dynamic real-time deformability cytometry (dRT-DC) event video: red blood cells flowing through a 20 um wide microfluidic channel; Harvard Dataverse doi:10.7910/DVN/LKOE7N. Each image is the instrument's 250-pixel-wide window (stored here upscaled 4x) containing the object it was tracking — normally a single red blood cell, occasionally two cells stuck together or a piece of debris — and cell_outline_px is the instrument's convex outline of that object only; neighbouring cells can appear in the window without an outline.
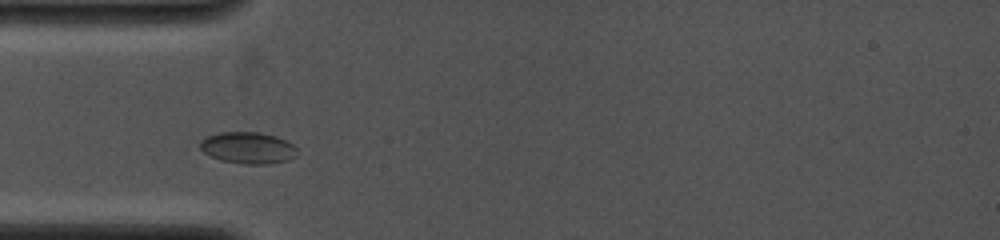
{"species": "common noctule bat (a hibernating species)", "species_latin": "Nyctalus noctula", "temperature_condition": "cold", "stored_images_in_passage": 3, "camera_frame_rate_fps": 4000, "um_per_image_px": 0.085, "animal": {"sex": "female", "body_mass_g": 19.0, "forearm_length_mm": 53.3}, "frame": {"image": 1, "passage_image": 2, "time_ms": 0.75, "image_size_px": [1000, 240], "cell_outline_px": [[296, 156], [288, 160], [268, 164], [244, 164], [220, 160], [204, 152], [200, 148], [200, 140], [208, 136], [220, 132], [260, 132], [276, 136], [292, 144], [296, 148]], "centroid_in_image_um": [21.07, 12.56], "position_along_channel_um": 63.9, "area_um2": 17.8}}
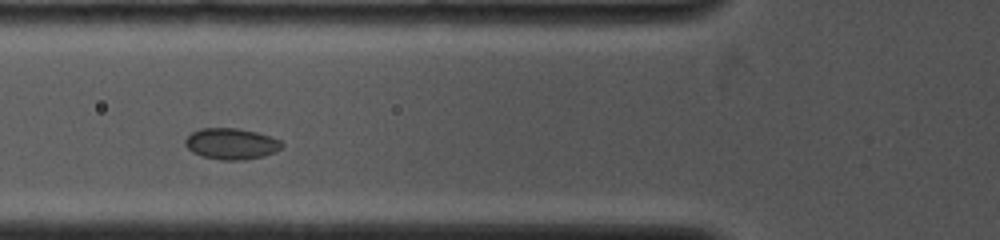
{"frame": {"image": 2, "passage_image": 3, "time_ms": 1.75, "image_size_px": [1000, 240], "cell_outline_px": [[284, 144], [276, 152], [264, 156], [244, 160], [220, 160], [204, 156], [192, 152], [184, 144], [184, 140], [192, 132], [200, 128], [236, 128], [256, 132], [272, 136], [280, 140]], "centroid_in_image_um": [19.67, 12.22], "position_along_channel_um": 106.1, "area_um2": 17.63}}